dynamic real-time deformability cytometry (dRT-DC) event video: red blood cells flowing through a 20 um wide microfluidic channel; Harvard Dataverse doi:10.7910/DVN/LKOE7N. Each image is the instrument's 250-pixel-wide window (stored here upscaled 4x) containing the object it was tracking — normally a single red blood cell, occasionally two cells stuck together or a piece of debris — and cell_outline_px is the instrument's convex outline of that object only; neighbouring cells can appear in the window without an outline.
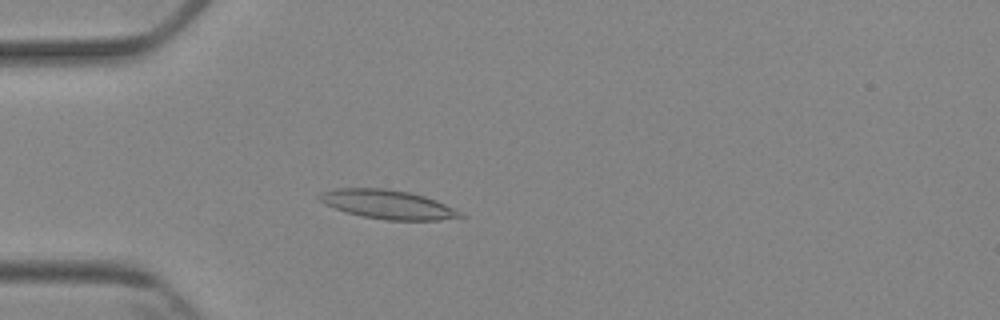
{"species": "Egyptian fruit bat (a non-hibernating species)", "species_latin": "Rousettus aegyptiacus", "temperature_condition": "cold", "stored_images_in_passage": 4, "camera_frame_rate_fps": 3000, "um_per_image_px": 0.085, "animal": {"sex": "female"}, "frame": {"image": 1, "passage_image": 4, "time_ms": 3.667, "image_size_px": [1000, 320], "cell_outline_px": [[468, 216], [440, 220], [384, 220], [360, 216], [324, 204], [316, 196], [320, 192], [336, 188], [384, 188], [412, 192], [436, 200]], "centroid_in_image_um": [32.94, 17.37], "position_along_channel_um": 52.1, "area_um2": 23.81}}